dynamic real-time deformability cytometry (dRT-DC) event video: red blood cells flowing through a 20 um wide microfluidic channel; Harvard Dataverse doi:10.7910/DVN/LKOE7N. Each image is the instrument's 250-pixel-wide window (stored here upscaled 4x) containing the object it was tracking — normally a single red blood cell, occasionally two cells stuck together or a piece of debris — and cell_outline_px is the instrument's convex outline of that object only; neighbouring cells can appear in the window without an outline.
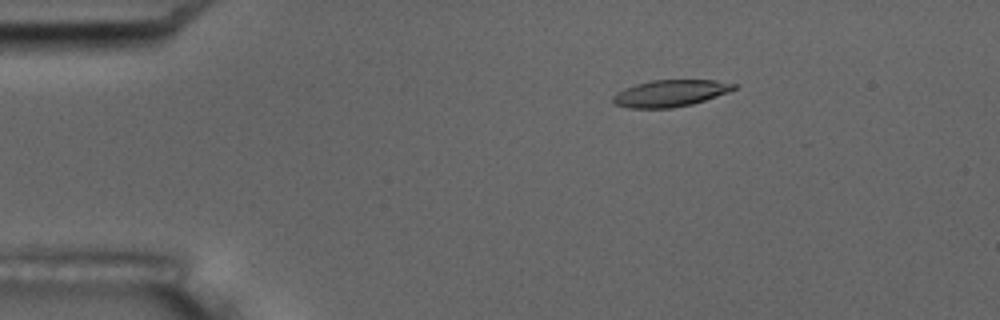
{"species": "common noctule bat (a hibernating species)", "species_latin": "Nyctalus noctula", "temperature_condition": "room temperature", "stored_images_in_passage": 5, "camera_frame_rate_fps": 3000, "um_per_image_px": 0.085, "animal": {"sex": "male", "body_mass_g": 17.5, "forearm_length_mm": 52.3}, "frame": {"image": 1, "passage_image": 3, "time_ms": 3.0, "image_size_px": [1000, 320], "cell_outline_px": [[736, 88], [728, 92], [692, 104], [672, 108], [632, 108], [616, 104], [612, 100], [612, 96], [616, 92], [624, 88], [636, 84], [652, 80], [716, 80], [736, 84]], "centroid_in_image_um": [56.96, 7.92], "position_along_channel_um": 28.0, "area_um2": 18.73}}